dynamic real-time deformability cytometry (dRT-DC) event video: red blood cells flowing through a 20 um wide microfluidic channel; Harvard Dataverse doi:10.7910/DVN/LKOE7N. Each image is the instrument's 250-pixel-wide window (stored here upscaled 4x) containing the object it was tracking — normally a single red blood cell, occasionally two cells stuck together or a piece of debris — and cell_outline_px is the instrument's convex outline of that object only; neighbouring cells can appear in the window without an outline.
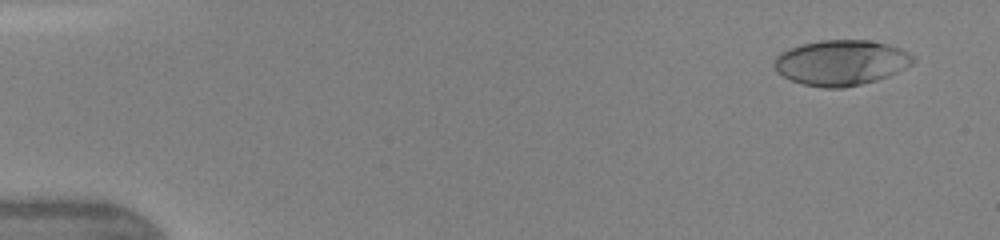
{"species": "human", "species_latin": "Homo sapiens", "temperature_condition": "warm", "stored_images_in_passage": 7, "camera_frame_rate_fps": 3000, "um_per_image_px": 0.085, "donor": {"sex": "female"}, "frame": {"image": 1, "passage_image": 4, "time_ms": 0.667, "image_size_px": [1000, 240], "cell_outline_px": [[916, 60], [912, 64], [888, 76], [876, 80], [844, 88], [824, 88], [804, 84], [792, 80], [776, 72], [772, 64], [776, 56], [780, 52], [788, 48], [820, 40], [868, 40], [888, 44], [900, 48], [916, 56]], "centroid_in_image_um": [71.49, 5.32], "position_along_channel_um": 13.5, "area_um2": 36.82}}